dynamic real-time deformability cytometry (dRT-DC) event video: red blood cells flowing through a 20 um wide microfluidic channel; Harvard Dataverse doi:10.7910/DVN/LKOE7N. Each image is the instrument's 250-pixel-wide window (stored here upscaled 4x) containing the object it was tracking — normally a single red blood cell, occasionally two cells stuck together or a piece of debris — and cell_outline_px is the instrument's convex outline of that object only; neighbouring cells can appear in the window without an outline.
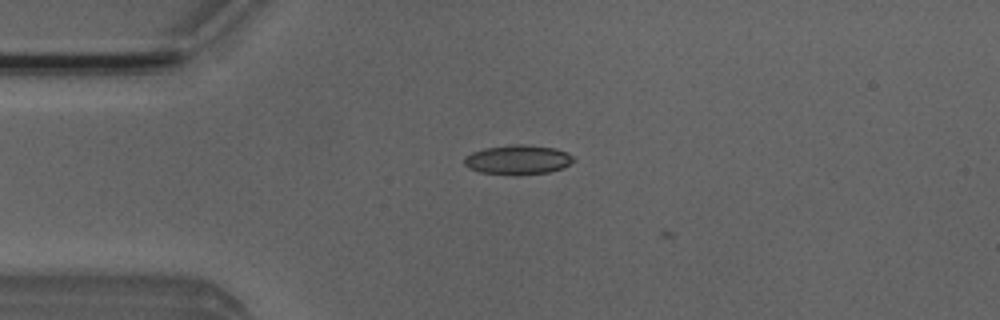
{"species": "Egyptian fruit bat (a non-hibernating species)", "species_latin": "Rousettus aegyptiacus", "temperature_condition": "room temperature", "stored_images_in_passage": 5, "camera_frame_rate_fps": 3000, "um_per_image_px": 0.085, "animal": {"sex": "male"}, "frame": {"image": 1, "passage_image": 3, "time_ms": 2.333, "image_size_px": [1000, 320], "cell_outline_px": [[576, 160], [564, 168], [548, 172], [480, 172], [468, 168], [464, 164], [464, 156], [472, 152], [484, 148], [516, 144], [524, 144], [556, 148], [568, 152]], "centroid_in_image_um": [44.05, 13.52], "position_along_channel_um": 41.0, "area_um2": 18.15}}